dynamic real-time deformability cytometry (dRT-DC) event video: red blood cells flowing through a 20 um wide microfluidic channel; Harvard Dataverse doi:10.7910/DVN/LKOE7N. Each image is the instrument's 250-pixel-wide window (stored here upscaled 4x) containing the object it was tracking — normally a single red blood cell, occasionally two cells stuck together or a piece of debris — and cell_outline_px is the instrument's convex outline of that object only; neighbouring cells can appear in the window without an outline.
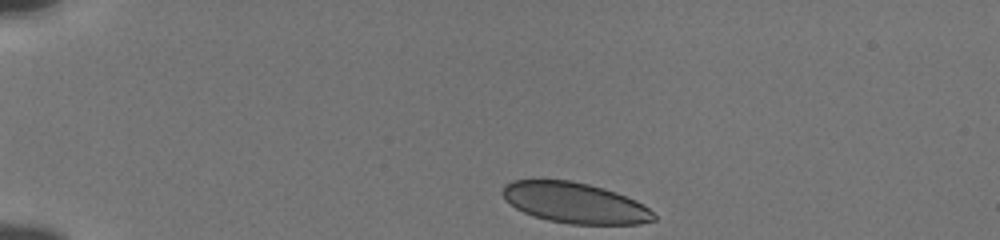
{"species": "human", "species_latin": "Homo sapiens", "temperature_condition": "cold", "stored_images_in_passage": 43, "camera_frame_rate_fps": 3000, "um_per_image_px": 0.085, "donor": {"sex": "male"}, "frame": {"image": 1, "passage_image": 1, "time_ms": 0.0, "image_size_px": [1000, 240], "cell_outline_px": [[656, 220], [640, 224], [568, 224], [548, 220], [532, 216], [516, 208], [500, 192], [504, 184], [512, 180], [572, 180], [604, 188], [616, 192], [636, 200], [648, 208], [656, 216]], "centroid_in_image_um": [48.87, 17.24], "position_along_channel_um": 36.1, "area_um2": 35.84}}
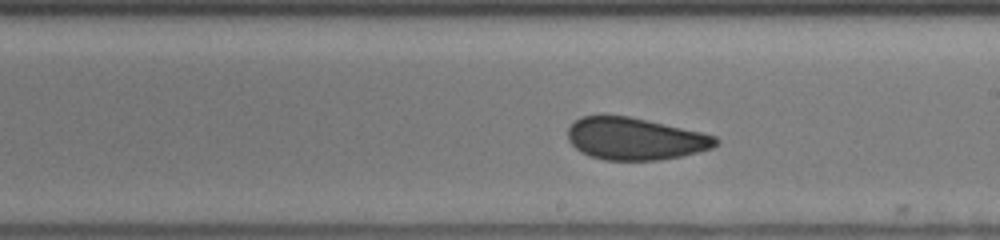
{"frame": {"image": 2, "passage_image": 22, "time_ms": 7.0, "image_size_px": [1000, 240], "cell_outline_px": [[720, 140], [712, 148], [680, 156], [660, 160], [604, 160], [588, 156], [580, 152], [568, 140], [568, 128], [580, 116], [628, 116], [648, 120], [700, 132], [716, 136]], "centroid_in_image_um": [53.96, 11.8], "position_along_channel_um": 235.0, "area_um2": 36.18}}
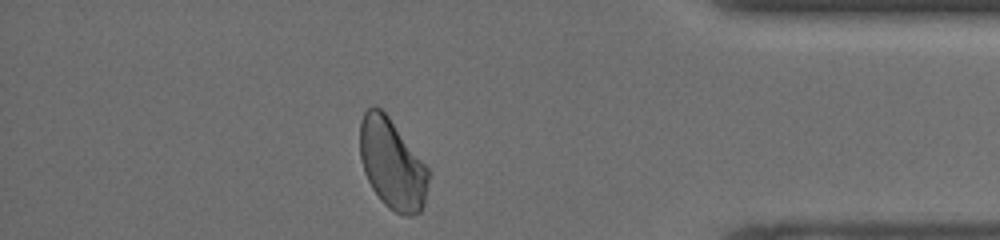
{"frame": {"image": 3, "passage_image": 37, "time_ms": 12.0, "image_size_px": [1000, 240], "cell_outline_px": [[428, 180], [424, 204], [420, 212], [412, 216], [404, 216], [388, 208], [380, 200], [372, 188], [364, 172], [360, 156], [360, 120], [364, 112], [368, 108], [380, 108], [388, 116], [428, 168]], "centroid_in_image_um": [33.31, 13.97], "position_along_channel_um": 401.9, "area_um2": 35.66}, "authors_computed_cell_mechanics": {"area_um2": 36.7608, "velocity_mm_per_s": 3.8141, "shape_relaxation_time_tau1_ms": 7.9887, "shape_relaxation_time_tau2_ms": 1.0095, "deformation_change_tau1": 0.1191, "deformation_change_tau2": 0.0676}}